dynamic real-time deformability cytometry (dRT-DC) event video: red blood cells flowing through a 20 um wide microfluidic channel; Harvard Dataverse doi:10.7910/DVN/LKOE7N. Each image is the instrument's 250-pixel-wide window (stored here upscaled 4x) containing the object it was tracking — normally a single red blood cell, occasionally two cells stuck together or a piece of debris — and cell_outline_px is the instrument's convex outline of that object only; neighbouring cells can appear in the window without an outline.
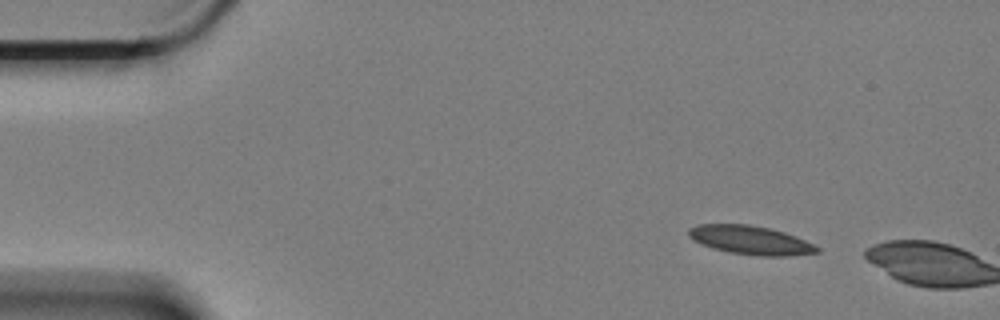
{"species": "Egyptian fruit bat (a non-hibernating species)", "species_latin": "Rousettus aegyptiacus", "temperature_condition": "cold", "stored_images_in_passage": 2, "camera_frame_rate_fps": 3000, "um_per_image_px": 0.085, "animal": {"sex": "female"}, "frame": {"image": 1, "passage_image": 1, "time_ms": 0.0, "image_size_px": [1000, 320], "cell_outline_px": [[820, 252], [788, 256], [760, 256], [728, 252], [712, 248], [700, 244], [692, 240], [688, 236], [688, 228], [696, 224], [748, 224], [768, 228], [784, 232], [796, 236], [820, 248]], "centroid_in_image_um": [63.75, 20.41], "position_along_channel_um": 21.3, "area_um2": 21.62}}